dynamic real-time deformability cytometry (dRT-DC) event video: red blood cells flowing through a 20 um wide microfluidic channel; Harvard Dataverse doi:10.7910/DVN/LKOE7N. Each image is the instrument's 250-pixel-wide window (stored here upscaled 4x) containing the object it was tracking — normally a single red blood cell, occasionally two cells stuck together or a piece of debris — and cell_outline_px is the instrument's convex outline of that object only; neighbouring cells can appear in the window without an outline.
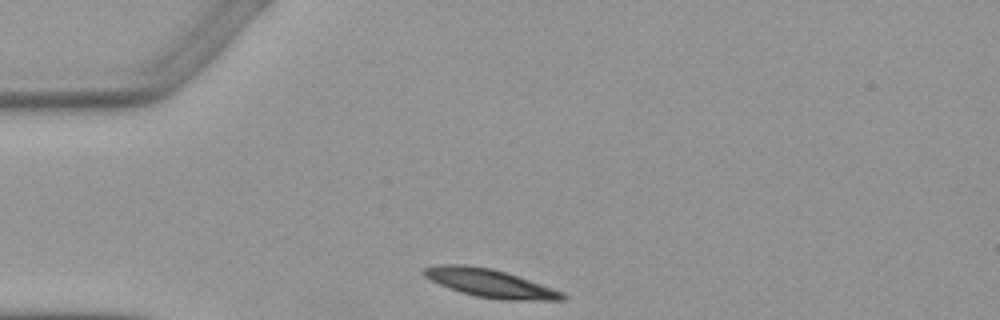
{"species": "Egyptian fruit bat (a non-hibernating species)", "species_latin": "Rousettus aegyptiacus", "temperature_condition": "warm", "stored_images_in_passage": 5, "camera_frame_rate_fps": 3000, "um_per_image_px": 0.085, "animal": {"sex": "female"}, "frame": {"image": 1, "passage_image": 1, "time_ms": 0.0, "image_size_px": [1000, 320], "cell_outline_px": [[568, 296], [564, 300], [500, 300], [476, 296], [460, 292], [448, 288], [424, 276], [420, 272], [424, 268], [444, 264], [464, 264], [492, 268], [564, 292]], "centroid_in_image_um": [41.64, 24.08], "position_along_channel_um": 43.4, "area_um2": 22.6}}
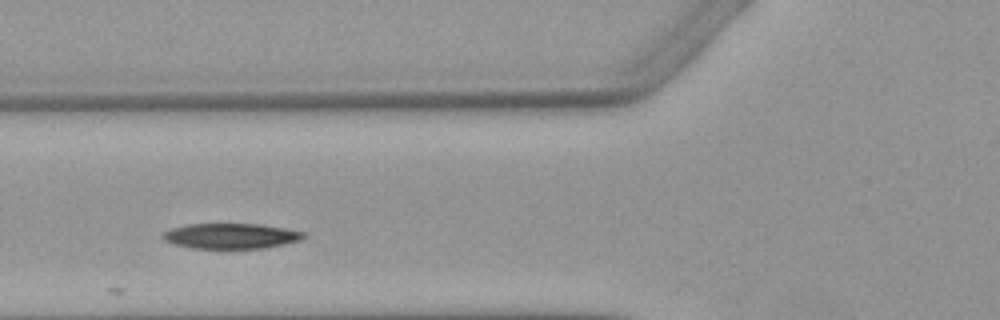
{"frame": {"image": 2, "passage_image": 3, "time_ms": 2.333, "image_size_px": [1000, 320], "cell_outline_px": [[308, 236], [300, 240], [284, 244], [264, 248], [192, 248], [176, 244], [164, 240], [160, 236], [164, 232], [172, 228], [184, 224], [260, 224], [284, 228], [304, 232]], "centroid_in_image_um": [19.64, 20.05], "position_along_channel_um": 106.2, "area_um2": 20.75}}
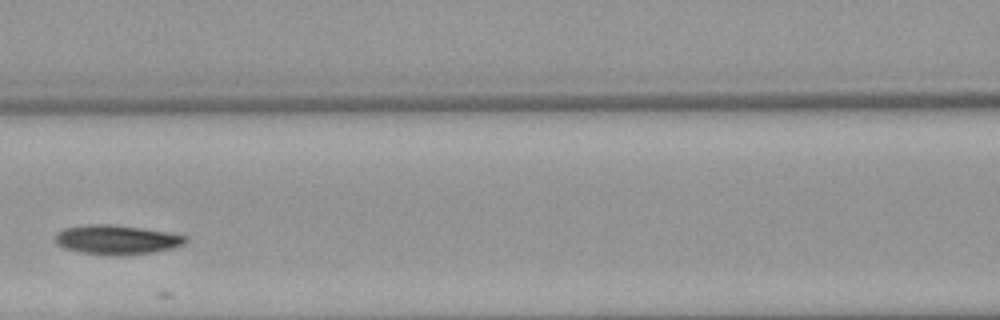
{"frame": {"image": 3, "passage_image": 4, "time_ms": 3.667, "image_size_px": [1000, 320], "cell_outline_px": [[188, 240], [184, 244], [172, 248], [152, 252], [116, 256], [108, 256], [80, 252], [64, 248], [56, 244], [52, 236], [56, 232], [64, 228], [84, 224], [108, 224], [140, 228], [168, 232], [188, 236]], "centroid_in_image_um": [9.86, 20.38], "position_along_channel_um": 156.7, "area_um2": 22.6}}